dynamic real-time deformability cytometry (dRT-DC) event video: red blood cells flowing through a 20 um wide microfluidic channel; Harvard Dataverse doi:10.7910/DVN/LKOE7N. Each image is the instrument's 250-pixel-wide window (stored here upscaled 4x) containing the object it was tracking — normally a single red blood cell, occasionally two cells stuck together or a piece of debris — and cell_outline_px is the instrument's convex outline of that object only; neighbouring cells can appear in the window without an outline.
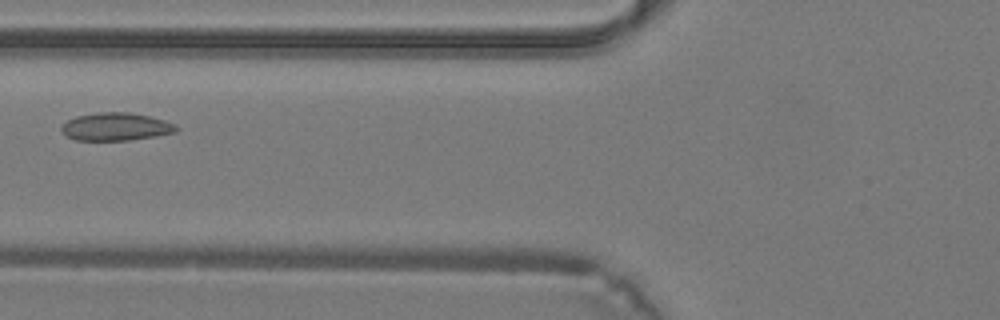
{"species": "common noctule bat (a hibernating species)", "species_latin": "Nyctalus noctula", "temperature_condition": "warm", "stored_images_in_passage": 37, "camera_frame_rate_fps": 3000, "um_per_image_px": 0.085, "animal": {"sex": "male", "body_mass_g": 19.2, "forearm_length_mm": 51.8}, "frame": {"image": 1, "passage_image": 13, "time_ms": 4.0, "image_size_px": [1000, 320], "cell_outline_px": [[180, 128], [176, 132], [156, 136], [128, 140], [76, 140], [68, 136], [60, 128], [68, 120], [76, 116], [96, 112], [128, 112], [148, 116], [164, 120], [176, 124]], "centroid_in_image_um": [9.89, 10.76], "position_along_channel_um": 115.9, "area_um2": 18.55}}
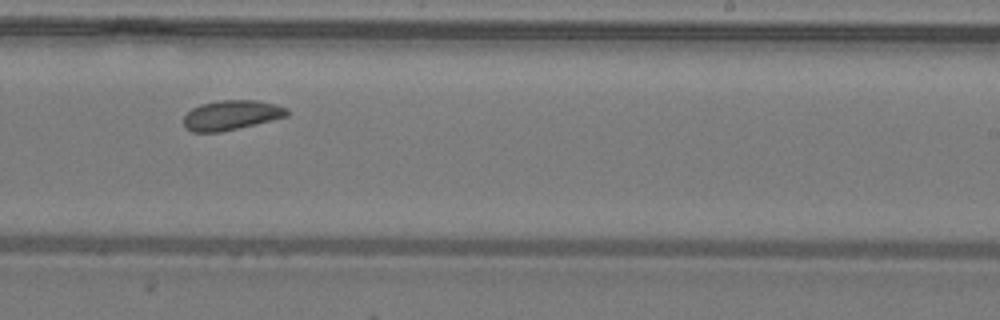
{"frame": {"image": 2, "passage_image": 22, "time_ms": 7.0, "image_size_px": [1000, 320], "cell_outline_px": [[288, 116], [272, 120], [220, 132], [192, 132], [184, 128], [184, 116], [192, 108], [200, 104], [216, 100], [260, 100], [276, 104], [288, 108]], "centroid_in_image_um": [19.66, 9.77], "position_along_channel_um": 269.3, "area_um2": 18.03}}
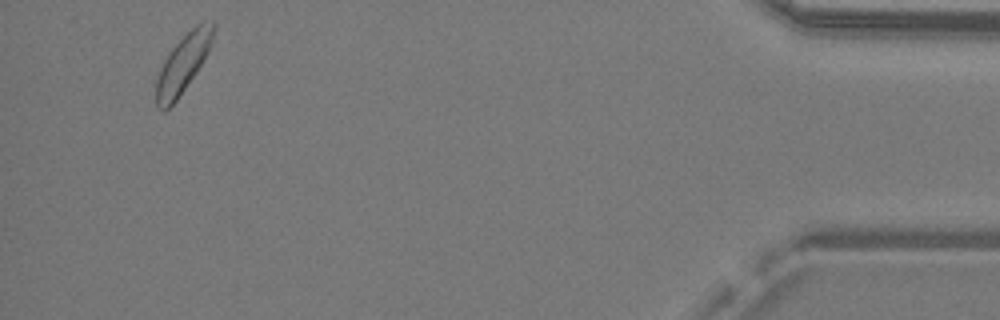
{"frame": {"image": 3, "passage_image": 35, "time_ms": 11.333, "image_size_px": [1000, 320], "cell_outline_px": [[216, 28], [208, 52], [196, 72], [176, 100], [164, 112], [156, 108], [156, 80], [160, 68], [168, 52], [200, 20], [212, 20], [216, 24]], "centroid_in_image_um": [15.57, 5.37], "position_along_channel_um": 419.6, "area_um2": 19.36}}